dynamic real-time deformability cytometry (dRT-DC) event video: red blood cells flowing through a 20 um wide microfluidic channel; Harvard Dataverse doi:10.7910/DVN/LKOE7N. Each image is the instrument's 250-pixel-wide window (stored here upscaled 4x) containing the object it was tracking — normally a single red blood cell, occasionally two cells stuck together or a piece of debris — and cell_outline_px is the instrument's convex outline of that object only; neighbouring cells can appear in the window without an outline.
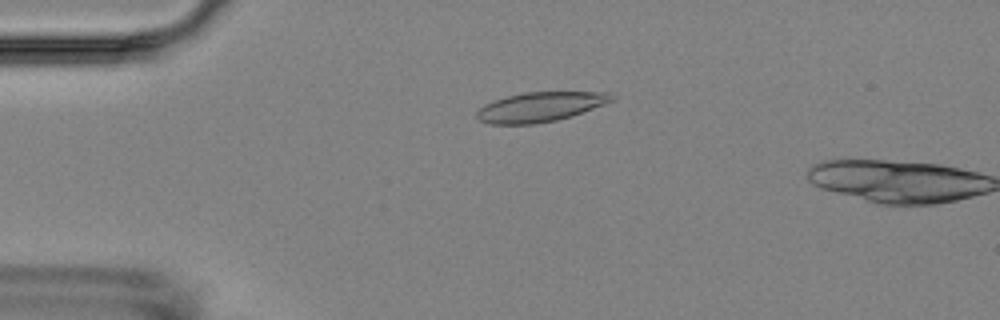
{"species": "Egyptian fruit bat (a non-hibernating species)", "species_latin": "Rousettus aegyptiacus", "temperature_condition": "room temperature", "stored_images_in_passage": 5, "camera_frame_rate_fps": 3000, "um_per_image_px": 0.085, "animal": {"sex": "female"}, "frame": {"image": 1, "passage_image": 4, "time_ms": 3.333, "image_size_px": [1000, 320], "cell_outline_px": [[616, 100], [556, 120], [536, 124], [488, 124], [480, 120], [476, 116], [476, 112], [484, 104], [492, 100], [524, 92], [608, 92], [616, 96]], "centroid_in_image_um": [45.89, 9.08], "position_along_channel_um": 39.1, "area_um2": 23.18}}